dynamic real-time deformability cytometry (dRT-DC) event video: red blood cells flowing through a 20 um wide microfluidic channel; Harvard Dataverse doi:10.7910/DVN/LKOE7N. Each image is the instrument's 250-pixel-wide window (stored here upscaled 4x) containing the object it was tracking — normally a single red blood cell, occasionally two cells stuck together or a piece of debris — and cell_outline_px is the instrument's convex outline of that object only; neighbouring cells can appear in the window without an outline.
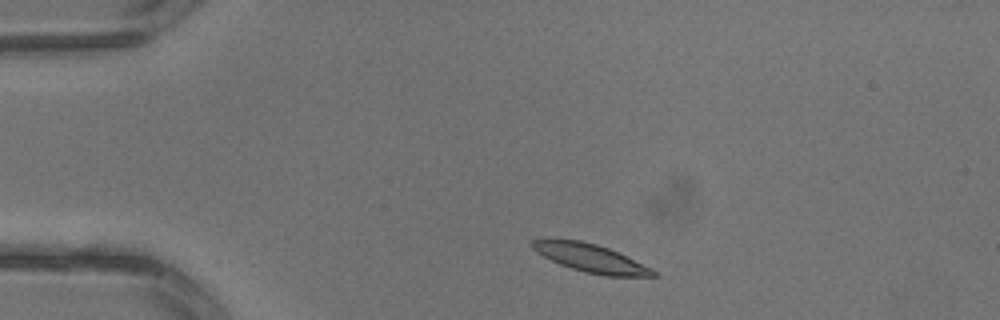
{"species": "common noctule bat (a hibernating species)", "species_latin": "Nyctalus noctula", "temperature_condition": "warm", "stored_images_in_passage": 2, "camera_frame_rate_fps": 3000, "um_per_image_px": 0.085, "animal": {"sex": "male", "body_mass_g": 13.3}, "frame": {"image": 1, "passage_image": 1, "time_ms": 0.0, "image_size_px": [1000, 320], "cell_outline_px": [[656, 276], [604, 276], [584, 272], [560, 264], [536, 252], [532, 248], [532, 240], [548, 236], [580, 240], [596, 244], [608, 248], [652, 268], [656, 272]], "centroid_in_image_um": [50.12, 21.9], "position_along_channel_um": 34.9, "area_um2": 20.06}}